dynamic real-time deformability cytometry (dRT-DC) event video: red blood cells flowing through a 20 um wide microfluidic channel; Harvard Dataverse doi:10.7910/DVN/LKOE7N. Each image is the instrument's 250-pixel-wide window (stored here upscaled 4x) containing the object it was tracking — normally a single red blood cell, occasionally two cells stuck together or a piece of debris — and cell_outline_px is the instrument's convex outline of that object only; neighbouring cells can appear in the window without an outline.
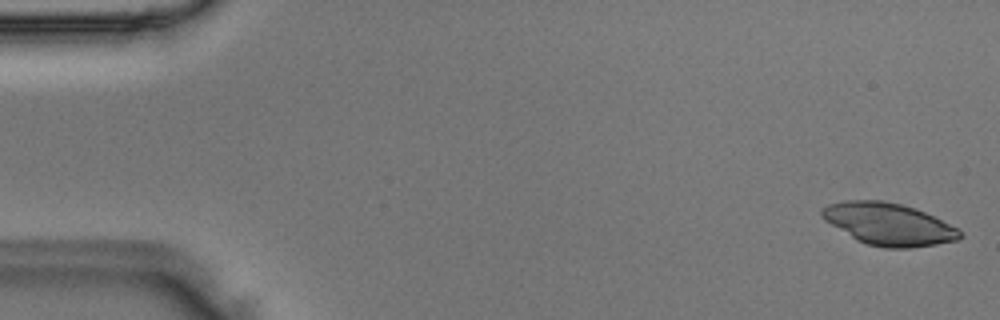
{"species": "Egyptian fruit bat (a non-hibernating species)", "species_latin": "Rousettus aegyptiacus", "temperature_condition": "room temperature", "stored_images_in_passage": 4, "camera_frame_rate_fps": 3000, "um_per_image_px": 0.085, "animal": {"sex": "male"}, "frame": {"image": 1, "passage_image": 1, "time_ms": 0.0, "image_size_px": [1000, 320], "cell_outline_px": [[964, 236], [956, 240], [936, 244], [912, 248], [884, 248], [868, 244], [856, 240], [824, 220], [820, 216], [820, 208], [828, 204], [844, 200], [880, 200], [900, 204], [924, 212], [960, 228]], "centroid_in_image_um": [75.52, 19.05], "position_along_channel_um": 9.5, "area_um2": 33.99}}